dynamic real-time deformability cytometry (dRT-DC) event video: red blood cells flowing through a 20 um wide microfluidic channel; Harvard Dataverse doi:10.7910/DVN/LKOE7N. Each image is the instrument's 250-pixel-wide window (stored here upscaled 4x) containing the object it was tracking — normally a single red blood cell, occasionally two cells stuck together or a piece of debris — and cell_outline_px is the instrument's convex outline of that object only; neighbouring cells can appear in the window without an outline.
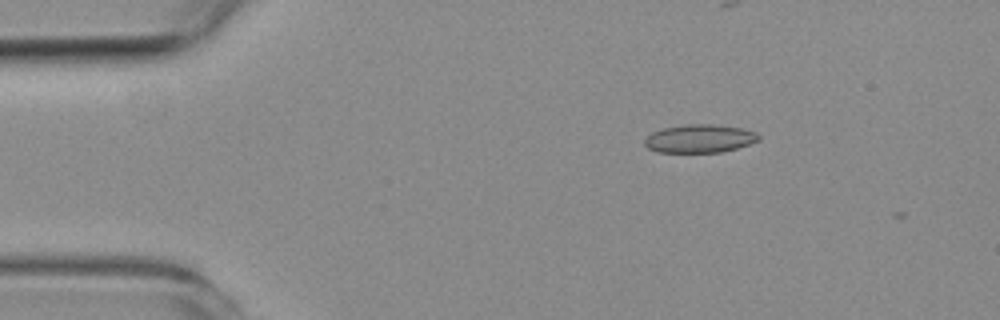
{"species": "common noctule bat (a hibernating species)", "species_latin": "Nyctalus noctula", "temperature_condition": "room temperature", "stored_images_in_passage": 2, "camera_frame_rate_fps": 3000, "um_per_image_px": 0.085, "animal": {"sex": "female", "body_mass_g": 19.3, "forearm_length_mm": 54.1}, "frame": {"image": 1, "passage_image": 1, "time_ms": 0.0, "image_size_px": [1000, 320], "cell_outline_px": [[760, 140], [736, 148], [720, 152], [656, 152], [648, 148], [644, 144], [644, 140], [652, 132], [664, 128], [684, 124], [716, 124], [740, 128], [756, 132], [760, 136]], "centroid_in_image_um": [59.46, 11.77], "position_along_channel_um": 25.5, "area_um2": 18.73}}